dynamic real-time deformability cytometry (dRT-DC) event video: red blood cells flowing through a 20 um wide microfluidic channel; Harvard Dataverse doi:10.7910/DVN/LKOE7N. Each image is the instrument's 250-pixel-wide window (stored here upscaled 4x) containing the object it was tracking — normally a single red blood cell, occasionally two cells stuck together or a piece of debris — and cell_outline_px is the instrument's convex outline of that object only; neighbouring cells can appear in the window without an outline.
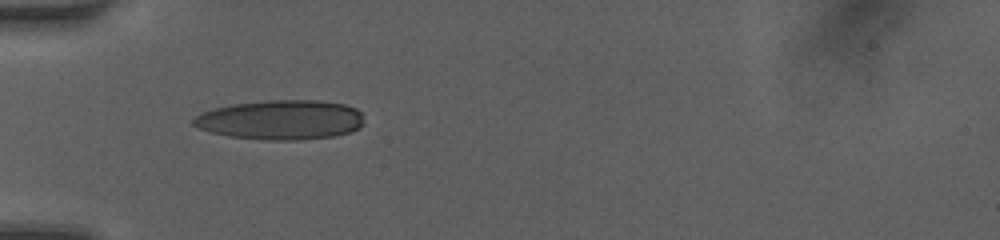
{"species": "human", "species_latin": "Homo sapiens", "temperature_condition": "room temperature", "stored_images_in_passage": 19, "camera_frame_rate_fps": 3000, "um_per_image_px": 0.085, "donor": {"sex": "female"}, "frame": {"image": 1, "passage_image": 1, "time_ms": 0.0, "image_size_px": [1000, 240], "cell_outline_px": [[364, 124], [360, 128], [348, 132], [332, 136], [300, 140], [264, 140], [232, 136], [208, 132], [196, 128], [192, 124], [192, 120], [200, 112], [212, 108], [232, 104], [268, 100], [320, 100], [344, 104], [356, 108], [360, 112]], "centroid_in_image_um": [23.84, 10.18], "position_along_channel_um": 61.2, "area_um2": 39.65}}
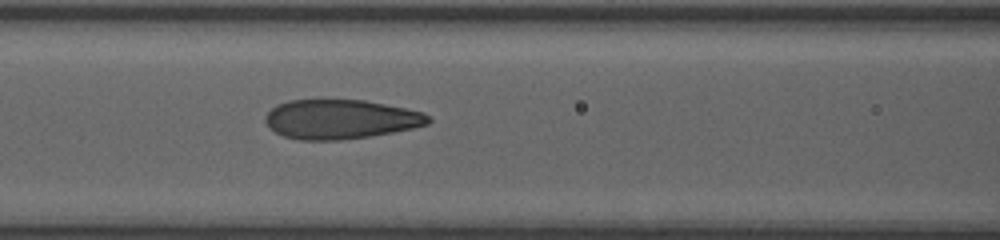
{"frame": {"image": 2, "passage_image": 12, "time_ms": 2.0, "image_size_px": [1000, 240], "cell_outline_px": [[432, 120], [428, 124], [412, 128], [392, 132], [368, 136], [340, 140], [300, 140], [284, 136], [276, 132], [264, 120], [264, 116], [276, 104], [288, 100], [364, 100], [424, 112], [432, 116]], "centroid_in_image_um": [28.95, 10.13], "position_along_channel_um": 137.6, "area_um2": 37.28}}
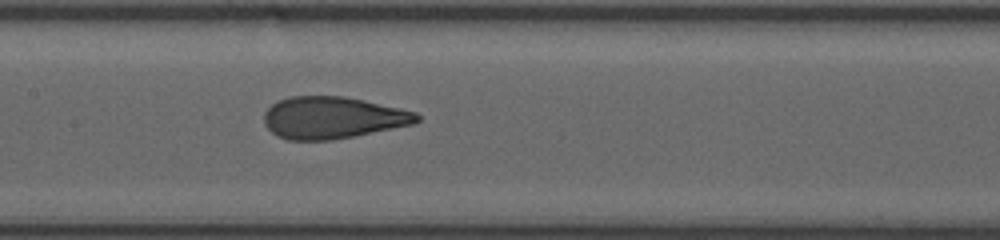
{"frame": {"image": 3, "passage_image": 18, "time_ms": 3.0, "image_size_px": [1000, 240], "cell_outline_px": [[420, 120], [412, 124], [332, 140], [288, 140], [276, 136], [264, 124], [264, 112], [272, 104], [288, 96], [344, 96], [364, 100], [416, 112], [420, 116]], "centroid_in_image_um": [28.23, 10.0], "position_along_channel_um": 179.2, "area_um2": 37.17}}